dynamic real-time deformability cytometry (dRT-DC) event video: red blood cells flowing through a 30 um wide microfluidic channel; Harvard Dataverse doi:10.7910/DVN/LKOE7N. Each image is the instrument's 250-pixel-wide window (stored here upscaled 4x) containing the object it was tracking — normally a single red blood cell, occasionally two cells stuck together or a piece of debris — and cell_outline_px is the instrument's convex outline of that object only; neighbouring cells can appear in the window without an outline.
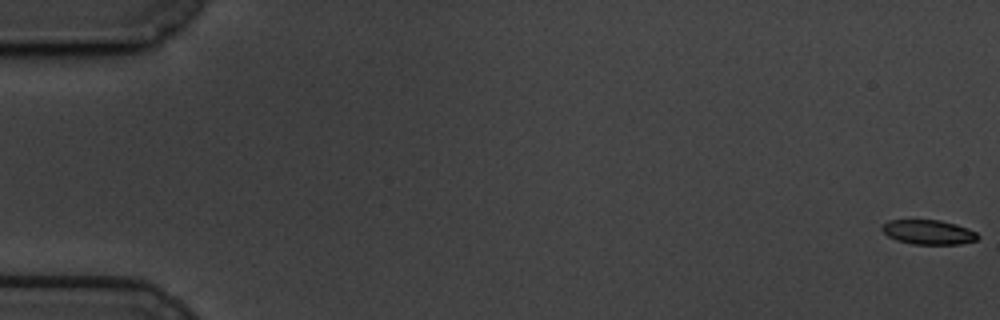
{"species": "common noctule bat (a hibernating species)", "species_latin": "Nyctalus noctula", "temperature_condition": "cold", "stored_images_in_passage": 60, "camera_frame_rate_fps": 3000, "um_per_image_px": 0.085, "animal": {"sex": "male", "body_mass_g": 19.5, "forearm_length_mm": 54.6}, "frame": {"image": 1, "passage_image": 1, "time_ms": 0.0, "image_size_px": [1000, 320], "cell_outline_px": [[980, 236], [976, 240], [960, 244], [912, 244], [896, 240], [888, 236], [880, 228], [880, 224], [888, 220], [940, 220], [956, 224], [968, 228], [976, 232]], "centroid_in_image_um": [78.89, 19.72], "position_along_channel_um": 6.1, "area_um2": 13.81}}
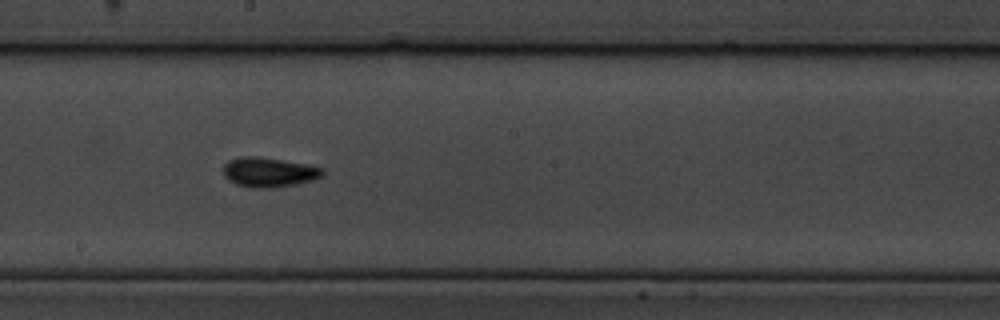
{"frame": {"image": 2, "passage_image": 34, "time_ms": 11.0, "image_size_px": [1000, 320], "cell_outline_px": [[324, 172], [320, 176], [312, 180], [272, 188], [252, 188], [236, 184], [228, 180], [224, 176], [224, 164], [228, 160], [240, 156], [256, 156], [304, 164], [324, 168]], "centroid_in_image_um": [22.79, 14.63], "position_along_channel_um": 225.4, "area_um2": 16.94}}
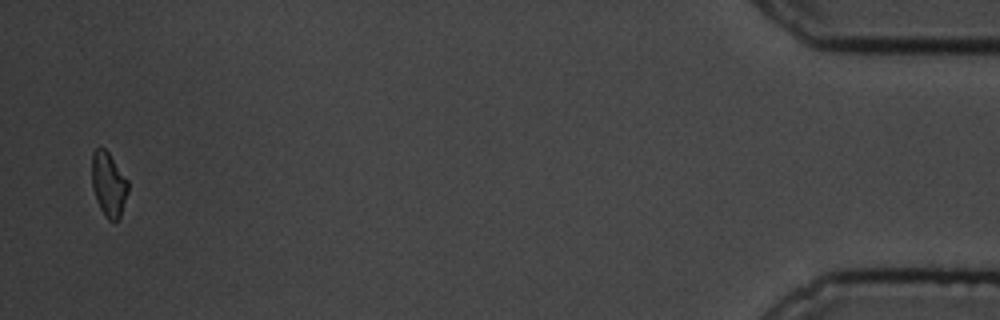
{"frame": {"image": 3, "passage_image": 59, "time_ms": 19.333, "image_size_px": [1000, 320], "cell_outline_px": [[128, 192], [120, 216], [116, 220], [108, 220], [104, 216], [96, 200], [92, 188], [92, 152], [96, 148], [104, 148], [108, 152], [128, 180]], "centroid_in_image_um": [9.22, 15.66], "position_along_channel_um": 426.0, "area_um2": 13.53}, "authors_computed_cell_mechanics": {"area_um2": 14.739, "velocity_mm_per_s": 3.4049, "shape_relaxation_time_tau1_ms": 4.308, "shape_relaxation_time_tau2_ms": null, "deformation_change_tau1": 0.1105, "deformation_change_tau2": null}}